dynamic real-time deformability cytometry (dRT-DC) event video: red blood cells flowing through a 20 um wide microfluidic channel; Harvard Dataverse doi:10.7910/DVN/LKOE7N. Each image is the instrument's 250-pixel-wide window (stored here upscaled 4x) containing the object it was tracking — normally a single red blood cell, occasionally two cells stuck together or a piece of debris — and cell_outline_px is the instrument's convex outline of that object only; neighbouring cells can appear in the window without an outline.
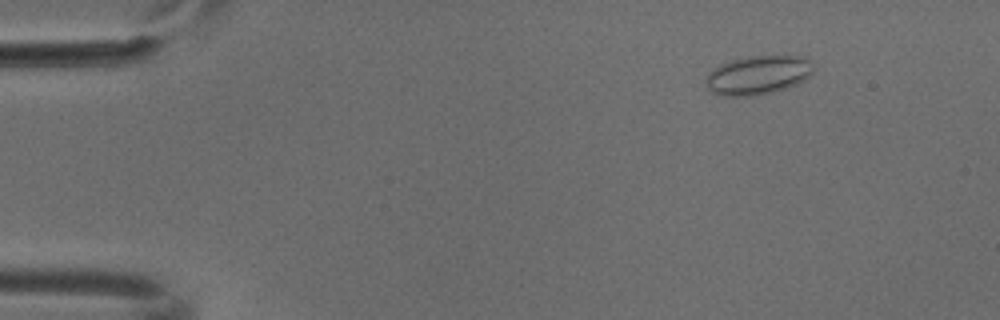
{"species": "common noctule bat (a hibernating species)", "species_latin": "Nyctalus noctula", "temperature_condition": "cold", "stored_images_in_passage": 4, "camera_frame_rate_fps": 3000, "um_per_image_px": 0.085, "animal": {"sex": "male", "body_mass_g": 18.8}, "frame": {"image": 1, "passage_image": 2, "time_ms": 0.333, "image_size_px": [1000, 320], "cell_outline_px": [[816, 68], [804, 80], [788, 88], [772, 92], [752, 96], [720, 96], [712, 92], [708, 88], [708, 72], [712, 68], [720, 64], [732, 60], [748, 56], [804, 56], [812, 60]], "centroid_in_image_um": [64.47, 6.37], "position_along_channel_um": 20.5, "area_um2": 24.57}}